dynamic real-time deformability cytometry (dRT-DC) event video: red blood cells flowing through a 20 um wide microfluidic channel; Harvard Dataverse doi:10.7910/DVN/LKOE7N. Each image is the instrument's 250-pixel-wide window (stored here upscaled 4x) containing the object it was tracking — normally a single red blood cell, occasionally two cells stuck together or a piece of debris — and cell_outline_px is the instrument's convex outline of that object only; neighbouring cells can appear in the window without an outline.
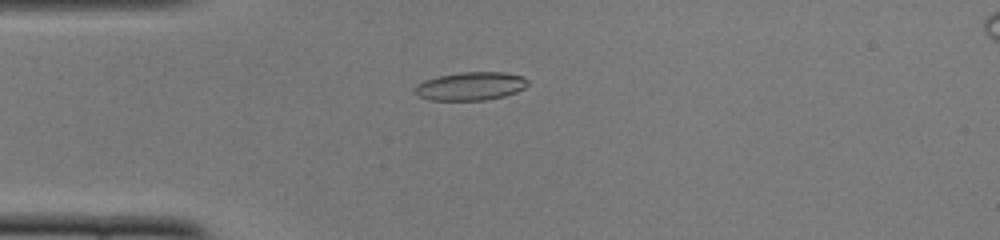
{"species": "common noctule bat (a hibernating species)", "species_latin": "Nyctalus noctula", "temperature_condition": "cold", "stored_images_in_passage": 45, "camera_frame_rate_fps": 3000, "um_per_image_px": 0.085, "animal": {"sex": "female", "body_mass_g": 22.0, "forearm_length_mm": 56.7}, "frame": {"image": 1, "passage_image": 7, "time_ms": 2.0, "image_size_px": [1000, 240], "cell_outline_px": [[528, 84], [524, 88], [516, 92], [504, 96], [484, 100], [432, 100], [420, 96], [412, 92], [416, 84], [424, 80], [440, 76], [460, 72], [504, 72], [524, 76], [528, 80]], "centroid_in_image_um": [40.0, 7.32], "position_along_channel_um": 45.0, "area_um2": 18.67}}
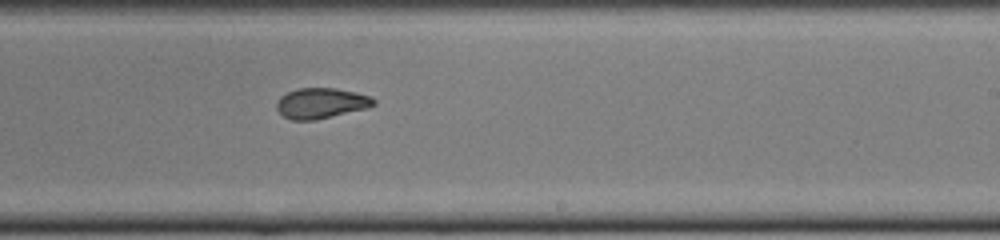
{"frame": {"image": 2, "passage_image": 25, "time_ms": 8.0, "image_size_px": [1000, 240], "cell_outline_px": [[376, 104], [368, 108], [316, 120], [292, 120], [284, 116], [276, 108], [276, 100], [280, 96], [288, 92], [300, 88], [336, 88], [356, 92], [372, 96], [376, 100]], "centroid_in_image_um": [27.32, 8.77], "position_along_channel_um": 261.7, "area_um2": 17.4}}
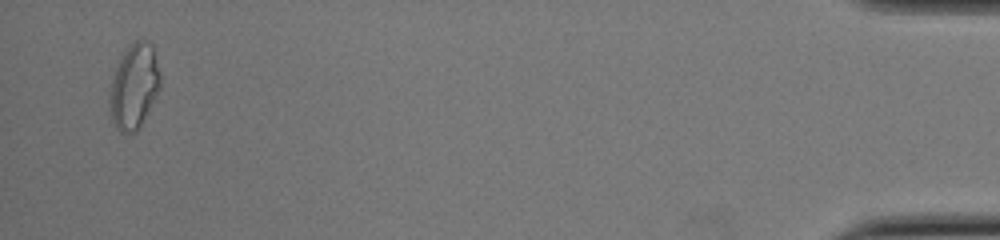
{"frame": {"image": 3, "passage_image": 44, "time_ms": 14.333, "image_size_px": [1000, 240], "cell_outline_px": [[160, 88], [144, 120], [136, 132], [120, 132], [116, 128], [112, 120], [108, 108], [108, 84], [128, 44], [136, 40], [144, 40], [152, 44], [160, 72]], "centroid_in_image_um": [11.36, 7.35], "position_along_channel_um": 423.8, "area_um2": 25.43}, "authors_computed_cell_mechanics": {"area_um2": 18.3226, "velocity_mm_per_s": 3.8678, "shape_relaxation_time_tau1_ms": null, "shape_relaxation_time_tau2_ms": 1.7246, "deformation_change_tau1": null, "deformation_change_tau2": 0.0709}}